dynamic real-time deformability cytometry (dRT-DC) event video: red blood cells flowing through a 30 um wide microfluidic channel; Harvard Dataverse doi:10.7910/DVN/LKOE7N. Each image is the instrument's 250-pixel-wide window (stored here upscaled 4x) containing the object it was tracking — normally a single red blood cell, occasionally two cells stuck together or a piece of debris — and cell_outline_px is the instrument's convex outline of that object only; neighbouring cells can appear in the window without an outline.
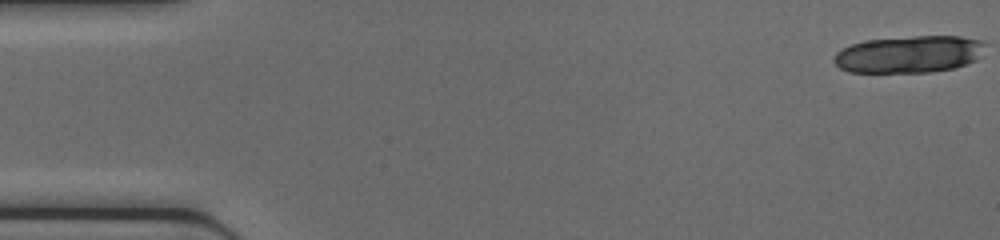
{"species": "common noctule bat (a hibernating species)", "species_latin": "Nyctalus noctula", "temperature_condition": "cold", "stored_images_in_passage": 21, "camera_frame_rate_fps": 3000, "um_per_image_px": 0.085, "animal": {"sex": "female", "body_mass_g": 17.0, "forearm_length_mm": 48.0}, "frame": {"image": 1, "passage_image": 1, "time_ms": 0.0, "image_size_px": [1000, 240], "cell_outline_px": [[984, 56], [968, 64], [956, 68], [932, 72], [848, 72], [840, 68], [832, 60], [836, 52], [852, 44], [864, 40], [916, 36], [960, 36], [984, 40]], "centroid_in_image_um": [77.33, 4.61], "position_along_channel_um": 7.7, "area_um2": 33.12}}